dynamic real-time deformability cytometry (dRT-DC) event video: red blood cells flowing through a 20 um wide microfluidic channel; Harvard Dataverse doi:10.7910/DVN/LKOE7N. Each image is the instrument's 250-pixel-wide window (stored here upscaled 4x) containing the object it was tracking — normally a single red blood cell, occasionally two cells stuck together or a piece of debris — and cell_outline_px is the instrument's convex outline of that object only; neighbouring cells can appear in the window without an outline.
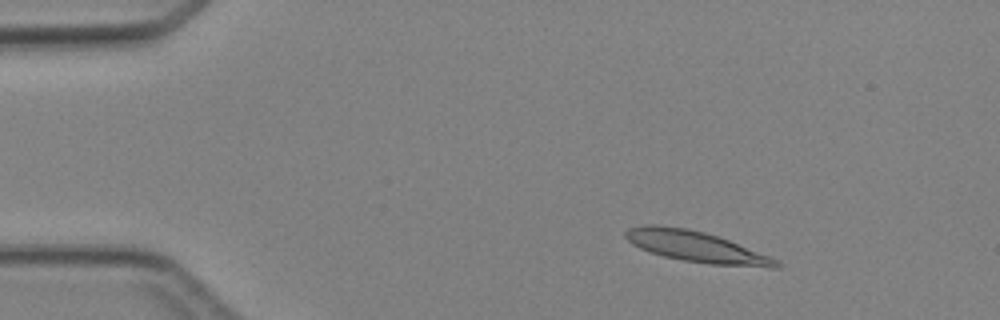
{"species": "Egyptian fruit bat (a non-hibernating species)", "species_latin": "Rousettus aegyptiacus", "temperature_condition": "cold", "stored_images_in_passage": 4, "camera_frame_rate_fps": 3000, "um_per_image_px": 0.085, "animal": {"sex": "female"}, "frame": {"image": 1, "passage_image": 2, "time_ms": 1.0, "image_size_px": [1000, 320], "cell_outline_px": [[780, 268], [768, 268], [708, 264], [684, 260], [664, 256], [648, 252], [632, 244], [624, 236], [624, 232], [628, 228], [640, 224], [660, 224], [688, 228], [720, 236], [768, 256], [776, 260], [780, 264]], "centroid_in_image_um": [59.12, 20.95], "position_along_channel_um": 25.9, "area_um2": 27.4}}
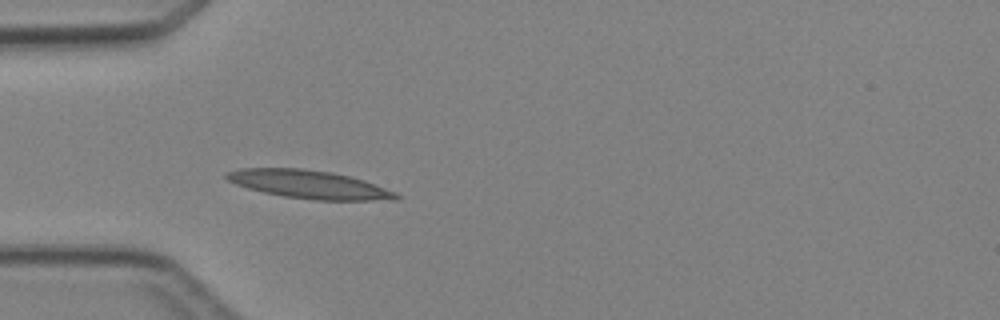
{"frame": {"image": 2, "passage_image": 4, "time_ms": 3.333, "image_size_px": [1000, 320], "cell_outline_px": [[400, 196], [396, 200], [316, 200], [284, 196], [264, 192], [248, 188], [236, 184], [228, 180], [224, 176], [224, 172], [240, 168], [304, 168], [332, 172], [364, 180], [396, 192]], "centroid_in_image_um": [26.26, 15.66], "position_along_channel_um": 58.7, "area_um2": 27.86}}